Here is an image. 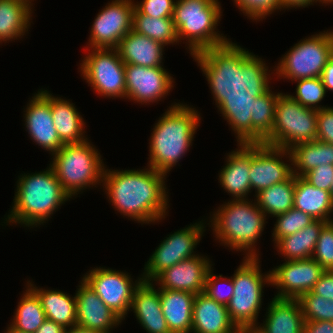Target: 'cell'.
<instances>
[{
	"mask_svg": "<svg viewBox=\"0 0 333 333\" xmlns=\"http://www.w3.org/2000/svg\"><path fill=\"white\" fill-rule=\"evenodd\" d=\"M303 333H333V321H305Z\"/></svg>",
	"mask_w": 333,
	"mask_h": 333,
	"instance_id": "46",
	"label": "cell"
},
{
	"mask_svg": "<svg viewBox=\"0 0 333 333\" xmlns=\"http://www.w3.org/2000/svg\"><path fill=\"white\" fill-rule=\"evenodd\" d=\"M64 333H102V332L86 329L81 326L75 325L74 327L66 329Z\"/></svg>",
	"mask_w": 333,
	"mask_h": 333,
	"instance_id": "50",
	"label": "cell"
},
{
	"mask_svg": "<svg viewBox=\"0 0 333 333\" xmlns=\"http://www.w3.org/2000/svg\"><path fill=\"white\" fill-rule=\"evenodd\" d=\"M330 194H331V197L333 198V181L330 186Z\"/></svg>",
	"mask_w": 333,
	"mask_h": 333,
	"instance_id": "53",
	"label": "cell"
},
{
	"mask_svg": "<svg viewBox=\"0 0 333 333\" xmlns=\"http://www.w3.org/2000/svg\"><path fill=\"white\" fill-rule=\"evenodd\" d=\"M237 146L227 153L226 164L218 173V182L232 200L250 199L251 143H237Z\"/></svg>",
	"mask_w": 333,
	"mask_h": 333,
	"instance_id": "21",
	"label": "cell"
},
{
	"mask_svg": "<svg viewBox=\"0 0 333 333\" xmlns=\"http://www.w3.org/2000/svg\"><path fill=\"white\" fill-rule=\"evenodd\" d=\"M162 313L171 333H191L194 293L159 289Z\"/></svg>",
	"mask_w": 333,
	"mask_h": 333,
	"instance_id": "28",
	"label": "cell"
},
{
	"mask_svg": "<svg viewBox=\"0 0 333 333\" xmlns=\"http://www.w3.org/2000/svg\"><path fill=\"white\" fill-rule=\"evenodd\" d=\"M82 279L122 321L130 310L135 288L143 280L140 275L133 282V278L126 271L101 266L87 271Z\"/></svg>",
	"mask_w": 333,
	"mask_h": 333,
	"instance_id": "13",
	"label": "cell"
},
{
	"mask_svg": "<svg viewBox=\"0 0 333 333\" xmlns=\"http://www.w3.org/2000/svg\"><path fill=\"white\" fill-rule=\"evenodd\" d=\"M295 184L296 176L292 174L286 181L274 184L253 195L254 200L266 217H275L293 208Z\"/></svg>",
	"mask_w": 333,
	"mask_h": 333,
	"instance_id": "33",
	"label": "cell"
},
{
	"mask_svg": "<svg viewBox=\"0 0 333 333\" xmlns=\"http://www.w3.org/2000/svg\"><path fill=\"white\" fill-rule=\"evenodd\" d=\"M293 207L309 214L314 220L333 221V198L330 191L314 187L302 176H296Z\"/></svg>",
	"mask_w": 333,
	"mask_h": 333,
	"instance_id": "30",
	"label": "cell"
},
{
	"mask_svg": "<svg viewBox=\"0 0 333 333\" xmlns=\"http://www.w3.org/2000/svg\"><path fill=\"white\" fill-rule=\"evenodd\" d=\"M213 268L214 267H212L207 274L203 293L206 294L209 298L214 299L216 302L227 306L234 293L232 277L227 278L223 277L221 274L216 275L213 272ZM224 284L226 286V290H222L223 287H221V285L224 286Z\"/></svg>",
	"mask_w": 333,
	"mask_h": 333,
	"instance_id": "41",
	"label": "cell"
},
{
	"mask_svg": "<svg viewBox=\"0 0 333 333\" xmlns=\"http://www.w3.org/2000/svg\"><path fill=\"white\" fill-rule=\"evenodd\" d=\"M88 51L80 63L81 77L104 98L126 99L125 63L117 49L84 48Z\"/></svg>",
	"mask_w": 333,
	"mask_h": 333,
	"instance_id": "11",
	"label": "cell"
},
{
	"mask_svg": "<svg viewBox=\"0 0 333 333\" xmlns=\"http://www.w3.org/2000/svg\"><path fill=\"white\" fill-rule=\"evenodd\" d=\"M292 174L303 176L319 165H333V144L319 140L296 144L289 149Z\"/></svg>",
	"mask_w": 333,
	"mask_h": 333,
	"instance_id": "32",
	"label": "cell"
},
{
	"mask_svg": "<svg viewBox=\"0 0 333 333\" xmlns=\"http://www.w3.org/2000/svg\"><path fill=\"white\" fill-rule=\"evenodd\" d=\"M217 208L210 214L209 223L206 224H210L215 240L230 250L243 251L245 258L259 257L257 241L262 236L268 218L255 200L231 199Z\"/></svg>",
	"mask_w": 333,
	"mask_h": 333,
	"instance_id": "6",
	"label": "cell"
},
{
	"mask_svg": "<svg viewBox=\"0 0 333 333\" xmlns=\"http://www.w3.org/2000/svg\"><path fill=\"white\" fill-rule=\"evenodd\" d=\"M212 261L206 255H195L159 273L153 280L159 289L203 293Z\"/></svg>",
	"mask_w": 333,
	"mask_h": 333,
	"instance_id": "19",
	"label": "cell"
},
{
	"mask_svg": "<svg viewBox=\"0 0 333 333\" xmlns=\"http://www.w3.org/2000/svg\"><path fill=\"white\" fill-rule=\"evenodd\" d=\"M297 83L295 96L289 94L300 105L316 110L324 109L329 106H322L320 102L326 96V89L320 77L299 79L294 81ZM319 104V105H318Z\"/></svg>",
	"mask_w": 333,
	"mask_h": 333,
	"instance_id": "36",
	"label": "cell"
},
{
	"mask_svg": "<svg viewBox=\"0 0 333 333\" xmlns=\"http://www.w3.org/2000/svg\"><path fill=\"white\" fill-rule=\"evenodd\" d=\"M312 292L333 301V271H325L315 284Z\"/></svg>",
	"mask_w": 333,
	"mask_h": 333,
	"instance_id": "45",
	"label": "cell"
},
{
	"mask_svg": "<svg viewBox=\"0 0 333 333\" xmlns=\"http://www.w3.org/2000/svg\"><path fill=\"white\" fill-rule=\"evenodd\" d=\"M134 0H112L106 3L93 20L87 47L116 49L132 30ZM90 46V47H89Z\"/></svg>",
	"mask_w": 333,
	"mask_h": 333,
	"instance_id": "14",
	"label": "cell"
},
{
	"mask_svg": "<svg viewBox=\"0 0 333 333\" xmlns=\"http://www.w3.org/2000/svg\"><path fill=\"white\" fill-rule=\"evenodd\" d=\"M132 30L164 46L179 45L173 18H154L145 14H133Z\"/></svg>",
	"mask_w": 333,
	"mask_h": 333,
	"instance_id": "35",
	"label": "cell"
},
{
	"mask_svg": "<svg viewBox=\"0 0 333 333\" xmlns=\"http://www.w3.org/2000/svg\"><path fill=\"white\" fill-rule=\"evenodd\" d=\"M27 285L37 294L46 319L60 324L65 329L76 325L77 310L75 295L71 297L67 292L59 289L38 288L32 280H28Z\"/></svg>",
	"mask_w": 333,
	"mask_h": 333,
	"instance_id": "29",
	"label": "cell"
},
{
	"mask_svg": "<svg viewBox=\"0 0 333 333\" xmlns=\"http://www.w3.org/2000/svg\"><path fill=\"white\" fill-rule=\"evenodd\" d=\"M275 218L276 222L272 231V241L274 242V245L281 238L302 230L314 221L309 214L295 209L294 207L285 213L275 216Z\"/></svg>",
	"mask_w": 333,
	"mask_h": 333,
	"instance_id": "37",
	"label": "cell"
},
{
	"mask_svg": "<svg viewBox=\"0 0 333 333\" xmlns=\"http://www.w3.org/2000/svg\"><path fill=\"white\" fill-rule=\"evenodd\" d=\"M161 116L149 139L147 166L167 175L192 146L202 117L183 102L172 103Z\"/></svg>",
	"mask_w": 333,
	"mask_h": 333,
	"instance_id": "5",
	"label": "cell"
},
{
	"mask_svg": "<svg viewBox=\"0 0 333 333\" xmlns=\"http://www.w3.org/2000/svg\"><path fill=\"white\" fill-rule=\"evenodd\" d=\"M291 175L292 157L289 150L264 143H251V192L255 190L254 193L257 194L265 188L286 181Z\"/></svg>",
	"mask_w": 333,
	"mask_h": 333,
	"instance_id": "15",
	"label": "cell"
},
{
	"mask_svg": "<svg viewBox=\"0 0 333 333\" xmlns=\"http://www.w3.org/2000/svg\"><path fill=\"white\" fill-rule=\"evenodd\" d=\"M327 222L314 220L302 230L281 238L274 246L285 261L312 258L316 242Z\"/></svg>",
	"mask_w": 333,
	"mask_h": 333,
	"instance_id": "31",
	"label": "cell"
},
{
	"mask_svg": "<svg viewBox=\"0 0 333 333\" xmlns=\"http://www.w3.org/2000/svg\"><path fill=\"white\" fill-rule=\"evenodd\" d=\"M176 0H142L135 2L133 14H145L149 17L172 18Z\"/></svg>",
	"mask_w": 333,
	"mask_h": 333,
	"instance_id": "42",
	"label": "cell"
},
{
	"mask_svg": "<svg viewBox=\"0 0 333 333\" xmlns=\"http://www.w3.org/2000/svg\"><path fill=\"white\" fill-rule=\"evenodd\" d=\"M129 311L147 333H171L162 313L159 288L152 281H144L135 288Z\"/></svg>",
	"mask_w": 333,
	"mask_h": 333,
	"instance_id": "22",
	"label": "cell"
},
{
	"mask_svg": "<svg viewBox=\"0 0 333 333\" xmlns=\"http://www.w3.org/2000/svg\"><path fill=\"white\" fill-rule=\"evenodd\" d=\"M312 258L325 271H333V221L322 227Z\"/></svg>",
	"mask_w": 333,
	"mask_h": 333,
	"instance_id": "39",
	"label": "cell"
},
{
	"mask_svg": "<svg viewBox=\"0 0 333 333\" xmlns=\"http://www.w3.org/2000/svg\"><path fill=\"white\" fill-rule=\"evenodd\" d=\"M327 5H329V4H333V0H323Z\"/></svg>",
	"mask_w": 333,
	"mask_h": 333,
	"instance_id": "54",
	"label": "cell"
},
{
	"mask_svg": "<svg viewBox=\"0 0 333 333\" xmlns=\"http://www.w3.org/2000/svg\"><path fill=\"white\" fill-rule=\"evenodd\" d=\"M75 293L77 321L76 325L86 329L111 333L122 320L104 304L100 297L82 279Z\"/></svg>",
	"mask_w": 333,
	"mask_h": 333,
	"instance_id": "20",
	"label": "cell"
},
{
	"mask_svg": "<svg viewBox=\"0 0 333 333\" xmlns=\"http://www.w3.org/2000/svg\"><path fill=\"white\" fill-rule=\"evenodd\" d=\"M220 3L219 0H176L172 17L179 43L186 41V49L206 80L217 67L239 64L250 57L248 50L217 28L223 16Z\"/></svg>",
	"mask_w": 333,
	"mask_h": 333,
	"instance_id": "2",
	"label": "cell"
},
{
	"mask_svg": "<svg viewBox=\"0 0 333 333\" xmlns=\"http://www.w3.org/2000/svg\"><path fill=\"white\" fill-rule=\"evenodd\" d=\"M235 6L253 22L263 21L275 11H280V0H233Z\"/></svg>",
	"mask_w": 333,
	"mask_h": 333,
	"instance_id": "40",
	"label": "cell"
},
{
	"mask_svg": "<svg viewBox=\"0 0 333 333\" xmlns=\"http://www.w3.org/2000/svg\"><path fill=\"white\" fill-rule=\"evenodd\" d=\"M165 46L131 30L119 42L117 51L125 64L143 67H164Z\"/></svg>",
	"mask_w": 333,
	"mask_h": 333,
	"instance_id": "25",
	"label": "cell"
},
{
	"mask_svg": "<svg viewBox=\"0 0 333 333\" xmlns=\"http://www.w3.org/2000/svg\"><path fill=\"white\" fill-rule=\"evenodd\" d=\"M241 333H262L257 327H243Z\"/></svg>",
	"mask_w": 333,
	"mask_h": 333,
	"instance_id": "51",
	"label": "cell"
},
{
	"mask_svg": "<svg viewBox=\"0 0 333 333\" xmlns=\"http://www.w3.org/2000/svg\"><path fill=\"white\" fill-rule=\"evenodd\" d=\"M4 333H26L23 331H19L15 328H13L10 324L7 326L6 330L4 331Z\"/></svg>",
	"mask_w": 333,
	"mask_h": 333,
	"instance_id": "52",
	"label": "cell"
},
{
	"mask_svg": "<svg viewBox=\"0 0 333 333\" xmlns=\"http://www.w3.org/2000/svg\"><path fill=\"white\" fill-rule=\"evenodd\" d=\"M52 94L50 92L51 115L60 141L63 144L86 141V123L75 104Z\"/></svg>",
	"mask_w": 333,
	"mask_h": 333,
	"instance_id": "26",
	"label": "cell"
},
{
	"mask_svg": "<svg viewBox=\"0 0 333 333\" xmlns=\"http://www.w3.org/2000/svg\"><path fill=\"white\" fill-rule=\"evenodd\" d=\"M25 288L9 324L19 331L35 333L46 317L37 294L27 284Z\"/></svg>",
	"mask_w": 333,
	"mask_h": 333,
	"instance_id": "34",
	"label": "cell"
},
{
	"mask_svg": "<svg viewBox=\"0 0 333 333\" xmlns=\"http://www.w3.org/2000/svg\"><path fill=\"white\" fill-rule=\"evenodd\" d=\"M65 330L60 324L46 319L35 333H64Z\"/></svg>",
	"mask_w": 333,
	"mask_h": 333,
	"instance_id": "49",
	"label": "cell"
},
{
	"mask_svg": "<svg viewBox=\"0 0 333 333\" xmlns=\"http://www.w3.org/2000/svg\"><path fill=\"white\" fill-rule=\"evenodd\" d=\"M260 258H245L234 271V293L227 307L230 319L238 329L256 327L262 309L264 286L271 285L270 270L262 273Z\"/></svg>",
	"mask_w": 333,
	"mask_h": 333,
	"instance_id": "9",
	"label": "cell"
},
{
	"mask_svg": "<svg viewBox=\"0 0 333 333\" xmlns=\"http://www.w3.org/2000/svg\"><path fill=\"white\" fill-rule=\"evenodd\" d=\"M317 140L333 144V107L317 111Z\"/></svg>",
	"mask_w": 333,
	"mask_h": 333,
	"instance_id": "44",
	"label": "cell"
},
{
	"mask_svg": "<svg viewBox=\"0 0 333 333\" xmlns=\"http://www.w3.org/2000/svg\"><path fill=\"white\" fill-rule=\"evenodd\" d=\"M164 67H143L125 64L126 99L150 105L166 98L175 79Z\"/></svg>",
	"mask_w": 333,
	"mask_h": 333,
	"instance_id": "16",
	"label": "cell"
},
{
	"mask_svg": "<svg viewBox=\"0 0 333 333\" xmlns=\"http://www.w3.org/2000/svg\"><path fill=\"white\" fill-rule=\"evenodd\" d=\"M316 188L330 191L333 181V165H319L302 176Z\"/></svg>",
	"mask_w": 333,
	"mask_h": 333,
	"instance_id": "43",
	"label": "cell"
},
{
	"mask_svg": "<svg viewBox=\"0 0 333 333\" xmlns=\"http://www.w3.org/2000/svg\"><path fill=\"white\" fill-rule=\"evenodd\" d=\"M16 182L12 207L2 222L5 225L20 224L28 229L44 225L65 202L73 199L50 165L44 171L21 173Z\"/></svg>",
	"mask_w": 333,
	"mask_h": 333,
	"instance_id": "4",
	"label": "cell"
},
{
	"mask_svg": "<svg viewBox=\"0 0 333 333\" xmlns=\"http://www.w3.org/2000/svg\"><path fill=\"white\" fill-rule=\"evenodd\" d=\"M238 330L230 319L226 305L204 293L195 295L191 333H236Z\"/></svg>",
	"mask_w": 333,
	"mask_h": 333,
	"instance_id": "23",
	"label": "cell"
},
{
	"mask_svg": "<svg viewBox=\"0 0 333 333\" xmlns=\"http://www.w3.org/2000/svg\"><path fill=\"white\" fill-rule=\"evenodd\" d=\"M297 300L305 321H333V301L312 291L306 292Z\"/></svg>",
	"mask_w": 333,
	"mask_h": 333,
	"instance_id": "38",
	"label": "cell"
},
{
	"mask_svg": "<svg viewBox=\"0 0 333 333\" xmlns=\"http://www.w3.org/2000/svg\"><path fill=\"white\" fill-rule=\"evenodd\" d=\"M33 4L29 0H0V44L22 40L29 33Z\"/></svg>",
	"mask_w": 333,
	"mask_h": 333,
	"instance_id": "27",
	"label": "cell"
},
{
	"mask_svg": "<svg viewBox=\"0 0 333 333\" xmlns=\"http://www.w3.org/2000/svg\"><path fill=\"white\" fill-rule=\"evenodd\" d=\"M201 220L191 223L185 228L179 229L167 235L156 247L155 251L145 262L144 272L141 277L144 281H152L159 273L174 266L184 259L200 255L194 251L200 243L207 221Z\"/></svg>",
	"mask_w": 333,
	"mask_h": 333,
	"instance_id": "12",
	"label": "cell"
},
{
	"mask_svg": "<svg viewBox=\"0 0 333 333\" xmlns=\"http://www.w3.org/2000/svg\"><path fill=\"white\" fill-rule=\"evenodd\" d=\"M89 138L81 143L64 144L52 156L50 166L64 191L72 198L85 189L102 185L105 164Z\"/></svg>",
	"mask_w": 333,
	"mask_h": 333,
	"instance_id": "7",
	"label": "cell"
},
{
	"mask_svg": "<svg viewBox=\"0 0 333 333\" xmlns=\"http://www.w3.org/2000/svg\"><path fill=\"white\" fill-rule=\"evenodd\" d=\"M166 177L149 166L137 170H113L105 166L101 187L109 204L123 217L141 225L155 224L169 214Z\"/></svg>",
	"mask_w": 333,
	"mask_h": 333,
	"instance_id": "3",
	"label": "cell"
},
{
	"mask_svg": "<svg viewBox=\"0 0 333 333\" xmlns=\"http://www.w3.org/2000/svg\"><path fill=\"white\" fill-rule=\"evenodd\" d=\"M317 2L319 4H325L327 5L323 0H280V11L286 9H299V8H305L310 5H314V3L317 5Z\"/></svg>",
	"mask_w": 333,
	"mask_h": 333,
	"instance_id": "47",
	"label": "cell"
},
{
	"mask_svg": "<svg viewBox=\"0 0 333 333\" xmlns=\"http://www.w3.org/2000/svg\"><path fill=\"white\" fill-rule=\"evenodd\" d=\"M320 78L326 89V92H328V91L333 92V55L327 61V64L325 65L324 69L322 70Z\"/></svg>",
	"mask_w": 333,
	"mask_h": 333,
	"instance_id": "48",
	"label": "cell"
},
{
	"mask_svg": "<svg viewBox=\"0 0 333 333\" xmlns=\"http://www.w3.org/2000/svg\"><path fill=\"white\" fill-rule=\"evenodd\" d=\"M324 272L313 258L285 261L270 270L271 286L278 290L274 297L298 299L312 291Z\"/></svg>",
	"mask_w": 333,
	"mask_h": 333,
	"instance_id": "17",
	"label": "cell"
},
{
	"mask_svg": "<svg viewBox=\"0 0 333 333\" xmlns=\"http://www.w3.org/2000/svg\"><path fill=\"white\" fill-rule=\"evenodd\" d=\"M24 109V126L36 145L55 154L64 144L60 141L50 108V91L39 89L33 94Z\"/></svg>",
	"mask_w": 333,
	"mask_h": 333,
	"instance_id": "18",
	"label": "cell"
},
{
	"mask_svg": "<svg viewBox=\"0 0 333 333\" xmlns=\"http://www.w3.org/2000/svg\"><path fill=\"white\" fill-rule=\"evenodd\" d=\"M271 79L250 57L208 74L213 101L237 143H261L272 132L280 92L272 91Z\"/></svg>",
	"mask_w": 333,
	"mask_h": 333,
	"instance_id": "1",
	"label": "cell"
},
{
	"mask_svg": "<svg viewBox=\"0 0 333 333\" xmlns=\"http://www.w3.org/2000/svg\"><path fill=\"white\" fill-rule=\"evenodd\" d=\"M333 55V31L326 30L305 37L294 44L278 61L270 73L264 59L250 52V58L268 75L275 74L277 79L296 81L320 77L327 61ZM270 74H269V73Z\"/></svg>",
	"mask_w": 333,
	"mask_h": 333,
	"instance_id": "8",
	"label": "cell"
},
{
	"mask_svg": "<svg viewBox=\"0 0 333 333\" xmlns=\"http://www.w3.org/2000/svg\"><path fill=\"white\" fill-rule=\"evenodd\" d=\"M317 111L280 92L272 132L261 143L289 150L296 144L317 140Z\"/></svg>",
	"mask_w": 333,
	"mask_h": 333,
	"instance_id": "10",
	"label": "cell"
},
{
	"mask_svg": "<svg viewBox=\"0 0 333 333\" xmlns=\"http://www.w3.org/2000/svg\"><path fill=\"white\" fill-rule=\"evenodd\" d=\"M265 316L256 326L262 333H303L305 319L297 299L273 297Z\"/></svg>",
	"mask_w": 333,
	"mask_h": 333,
	"instance_id": "24",
	"label": "cell"
}]
</instances>
